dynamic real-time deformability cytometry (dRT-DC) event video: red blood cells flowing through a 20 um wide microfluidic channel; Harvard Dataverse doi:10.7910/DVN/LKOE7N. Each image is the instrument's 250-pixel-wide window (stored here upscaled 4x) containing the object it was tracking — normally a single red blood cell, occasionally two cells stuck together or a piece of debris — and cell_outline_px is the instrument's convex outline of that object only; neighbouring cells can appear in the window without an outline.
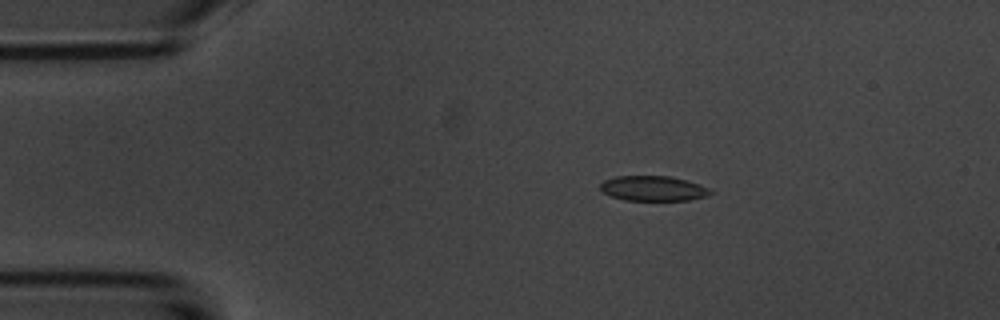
{"species": "common noctule bat (a hibernating species)", "species_latin": "Nyctalus noctula", "temperature_condition": "room temperature", "stored_images_in_passage": 7, "camera_frame_rate_fps": 3000, "um_per_image_px": 0.085, "animal": {"sex": "male", "body_mass_g": 20.1, "forearm_length_mm": 53.5}, "frame": {"image": 1, "passage_image": 1, "time_ms": 0.0, "image_size_px": [1000, 320], "cell_outline_px": [[712, 192], [704, 196], [688, 200], [624, 200], [612, 196], [604, 192], [600, 188], [600, 184], [604, 180], [616, 176], [668, 176], [688, 180], [700, 184], [708, 188]], "centroid_in_image_um": [55.5, 16.0], "position_along_channel_um": 29.5, "area_um2": 15.9}}
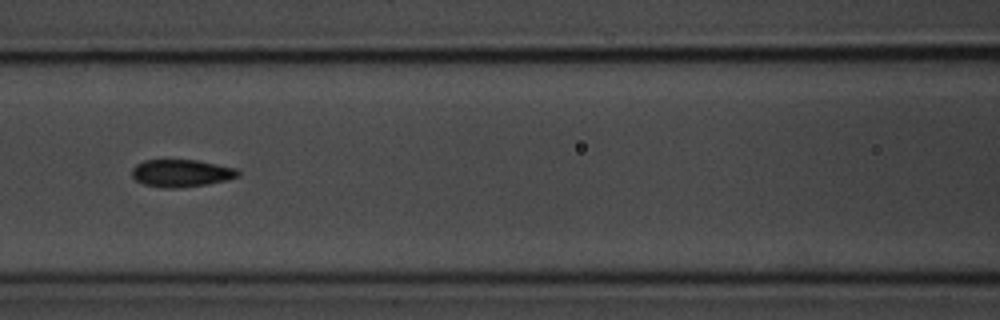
{"frame": {"image": 2, "passage_image": 5, "time_ms": 4.667, "image_size_px": [1000, 320], "cell_outline_px": [[240, 176], [208, 184], [180, 188], [164, 188], [144, 184], [136, 180], [132, 176], [132, 168], [136, 164], [144, 160], [196, 160], [236, 168], [240, 172]], "centroid_in_image_um": [15.4, 14.72], "position_along_channel_um": 151.2, "area_um2": 16.94}}
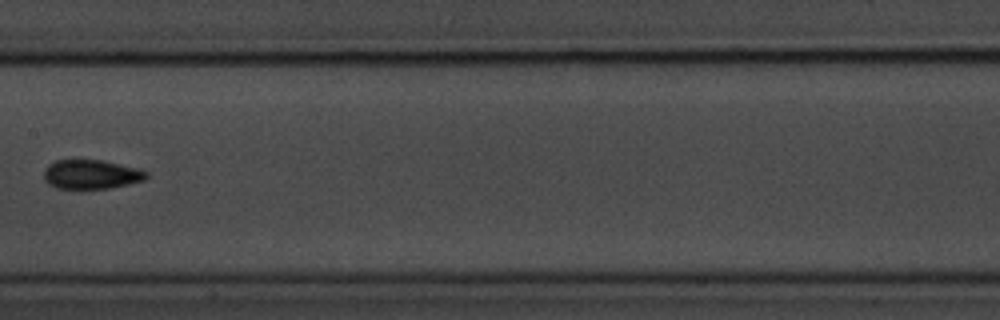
{"frame": {"image": 3, "passage_image": 6, "time_ms": 6.0, "image_size_px": [1000, 320], "cell_outline_px": [[148, 176], [144, 180], [128, 184], [108, 188], [80, 192], [56, 188], [48, 184], [44, 180], [44, 172], [48, 164], [56, 160], [104, 160], [136, 168], [148, 172]], "centroid_in_image_um": [7.7, 14.87], "position_along_channel_um": 199.7, "area_um2": 18.09}}